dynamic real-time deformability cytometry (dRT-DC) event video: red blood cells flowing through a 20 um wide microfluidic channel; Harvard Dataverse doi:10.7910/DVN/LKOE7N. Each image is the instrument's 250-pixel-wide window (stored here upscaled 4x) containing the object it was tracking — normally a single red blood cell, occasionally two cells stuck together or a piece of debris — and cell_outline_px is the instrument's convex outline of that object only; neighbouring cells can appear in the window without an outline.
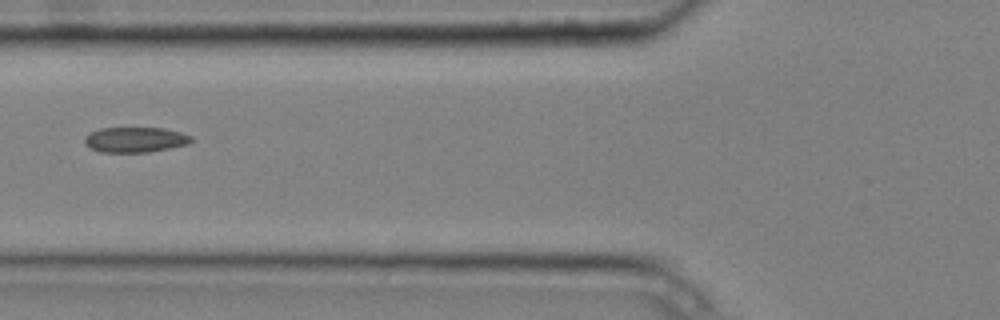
{"species": "common noctule bat (a hibernating species)", "species_latin": "Nyctalus noctula", "temperature_condition": "cold", "stored_images_in_passage": 5, "camera_frame_rate_fps": 3000, "um_per_image_px": 0.085, "animal": {"sex": "male", "body_mass_g": 20.4}, "frame": {"image": 1, "passage_image": 5, "time_ms": 1.333, "image_size_px": [1000, 320], "cell_outline_px": [[192, 140], [188, 144], [148, 152], [100, 152], [84, 144], [84, 136], [100, 128], [164, 128], [180, 132], [192, 136]], "centroid_in_image_um": [11.48, 11.87], "position_along_channel_um": 114.3, "area_um2": 15.61}}